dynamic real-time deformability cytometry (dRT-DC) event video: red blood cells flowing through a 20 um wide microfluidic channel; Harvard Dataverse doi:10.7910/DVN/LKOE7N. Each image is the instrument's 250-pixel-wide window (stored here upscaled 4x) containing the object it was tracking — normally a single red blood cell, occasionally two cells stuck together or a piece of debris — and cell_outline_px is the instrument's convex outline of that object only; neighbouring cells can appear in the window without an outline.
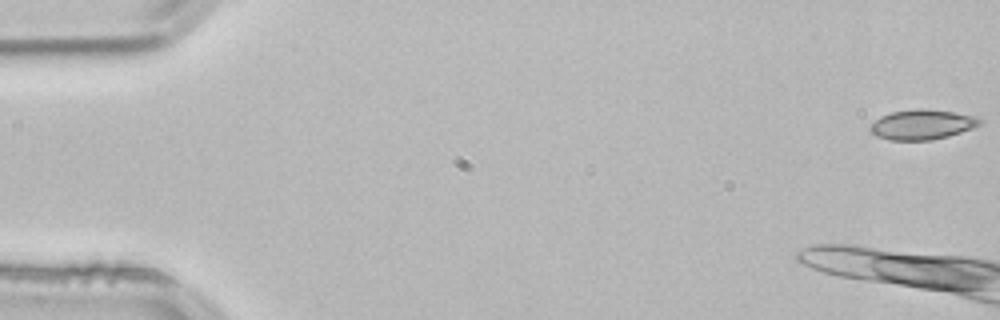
{"species": "common noctule bat (a hibernating species)", "species_latin": "Nyctalus noctula", "temperature_condition": "room temperature", "stored_images_in_passage": 6, "camera_frame_rate_fps": 3000, "um_per_image_px": 0.085, "animal": {"sex": "male", "body_mass_g": 21.5, "forearm_length_mm": 52.0}, "frame": {"image": 1, "passage_image": 1, "time_ms": 0.0, "image_size_px": [1000, 320], "cell_outline_px": [[984, 120], [980, 124], [972, 128], [948, 136], [932, 140], [888, 140], [876, 136], [868, 128], [880, 116], [892, 112], [916, 108], [924, 108], [952, 112], [976, 116]], "centroid_in_image_um": [78.38, 10.58], "position_along_channel_um": 6.6, "area_um2": 19.13}}